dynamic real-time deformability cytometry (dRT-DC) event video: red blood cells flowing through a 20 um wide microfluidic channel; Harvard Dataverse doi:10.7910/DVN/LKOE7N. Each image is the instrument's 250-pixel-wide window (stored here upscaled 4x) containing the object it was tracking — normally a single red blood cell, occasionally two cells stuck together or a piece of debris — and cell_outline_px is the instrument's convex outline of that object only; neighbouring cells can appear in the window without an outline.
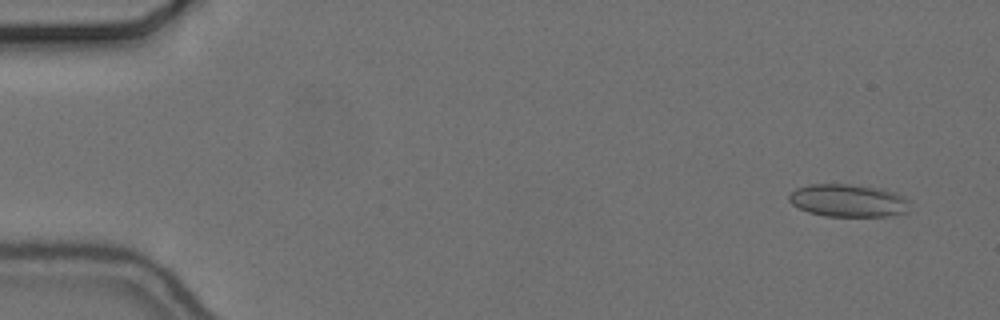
{"species": "common noctule bat (a hibernating species)", "species_latin": "Nyctalus noctula", "temperature_condition": "cold", "stored_images_in_passage": 56, "camera_frame_rate_fps": 3000, "um_per_image_px": 0.085, "animal": {"sex": "female", "body_mass_g": 24.6, "forearm_length_mm": 56.2}, "frame": {"image": 1, "passage_image": 4, "time_ms": 1.0, "image_size_px": [1000, 320], "cell_outline_px": [[908, 212], [888, 216], [824, 216], [808, 212], [792, 204], [788, 200], [788, 196], [796, 188], [808, 184], [848, 184], [884, 188], [896, 192], [904, 196], [908, 200]], "centroid_in_image_um": [72.11, 17.04], "position_along_channel_um": 12.9, "area_um2": 23.24}}
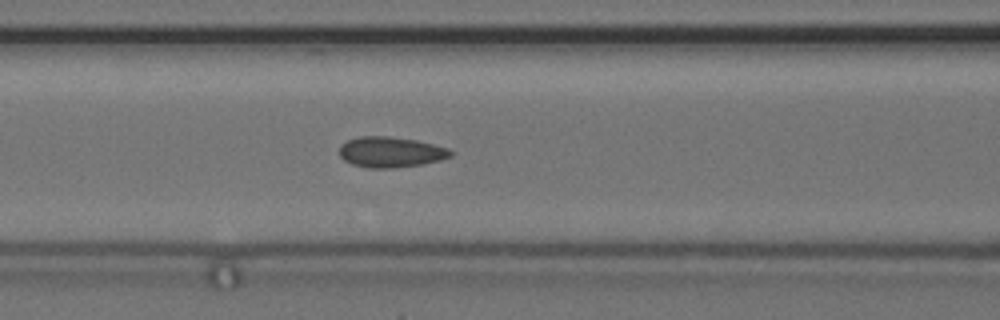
{"frame": {"image": 2, "passage_image": 24, "time_ms": 7.667, "image_size_px": [1000, 320], "cell_outline_px": [[452, 156], [440, 160], [424, 164], [392, 168], [368, 168], [352, 164], [344, 160], [340, 156], [340, 144], [348, 140], [360, 136], [388, 136], [416, 140], [448, 148], [452, 152]], "centroid_in_image_um": [33.2, 12.93], "position_along_channel_um": 133.4, "area_um2": 19.83}}
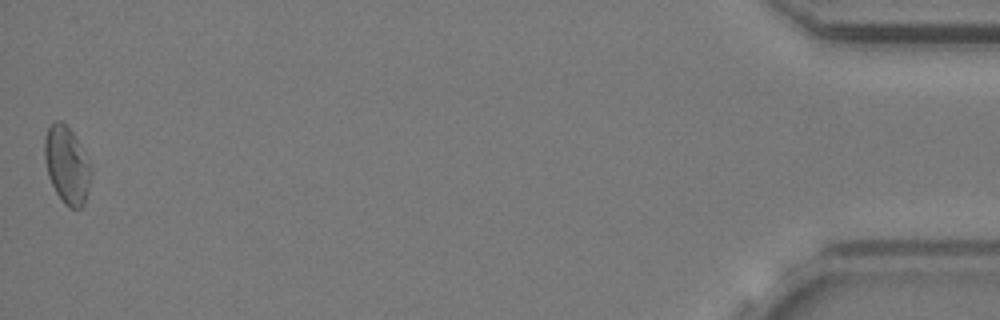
{"frame": {"image": 3, "passage_image": 56, "time_ms": 18.333, "image_size_px": [1000, 320], "cell_outline_px": [[92, 172], [84, 204], [80, 208], [68, 208], [64, 204], [56, 192], [48, 176], [44, 160], [44, 136], [48, 128], [56, 120], [60, 120], [72, 132], [92, 164]], "centroid_in_image_um": [5.68, 14.04], "position_along_channel_um": 429.5, "area_um2": 20.98}, "authors_computed_cell_mechanics": {"area_um2": 19.9699, "velocity_mm_per_s": 3.6618, "shape_relaxation_time_tau1_ms": null, "shape_relaxation_time_tau2_ms": 1.693, "deformation_change_tau1": null, "deformation_change_tau2": 0.0627}}